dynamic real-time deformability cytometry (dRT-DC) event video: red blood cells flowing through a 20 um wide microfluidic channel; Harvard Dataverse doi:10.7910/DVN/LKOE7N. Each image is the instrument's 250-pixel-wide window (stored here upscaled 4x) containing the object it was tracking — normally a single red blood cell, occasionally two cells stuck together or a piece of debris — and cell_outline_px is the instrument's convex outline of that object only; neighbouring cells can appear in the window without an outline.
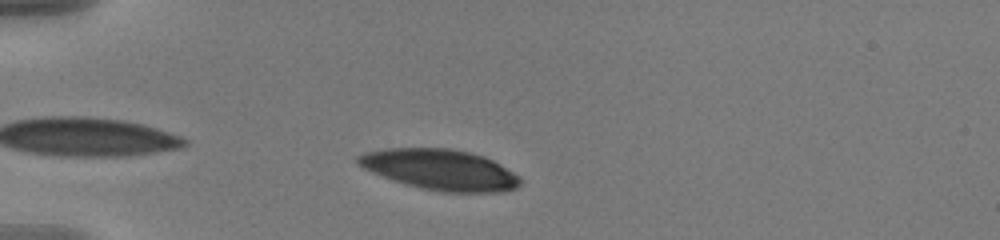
{"species": "human", "species_latin": "Homo sapiens", "temperature_condition": "warm", "stored_images_in_passage": 38, "camera_frame_rate_fps": 3000, "um_per_image_px": 0.085, "donor": {"sex": "male"}, "frame": {"image": 1, "passage_image": 3, "time_ms": 0.667, "image_size_px": [1000, 240], "cell_outline_px": [[520, 184], [516, 188], [496, 192], [444, 192], [420, 188], [404, 184], [372, 172], [364, 168], [356, 160], [356, 156], [364, 152], [388, 148], [448, 148], [468, 152], [484, 156], [492, 160], [520, 176]], "centroid_in_image_um": [37.4, 14.42], "position_along_channel_um": 47.6, "area_um2": 38.21}}
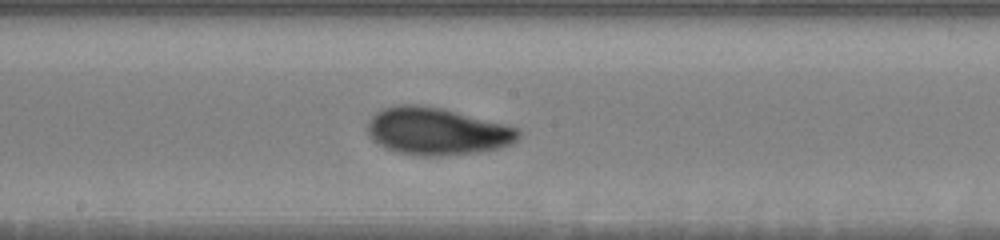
{"frame": {"image": 2, "passage_image": 19, "time_ms": 6.0, "image_size_px": [1000, 240], "cell_outline_px": [[520, 136], [516, 140], [508, 144], [496, 148], [472, 152], [428, 156], [396, 152], [384, 148], [372, 140], [368, 132], [368, 120], [380, 108], [396, 104], [416, 104], [444, 108], [516, 128], [520, 132]], "centroid_in_image_um": [37.04, 11.13], "position_along_channel_um": 211.2, "area_um2": 41.1}}
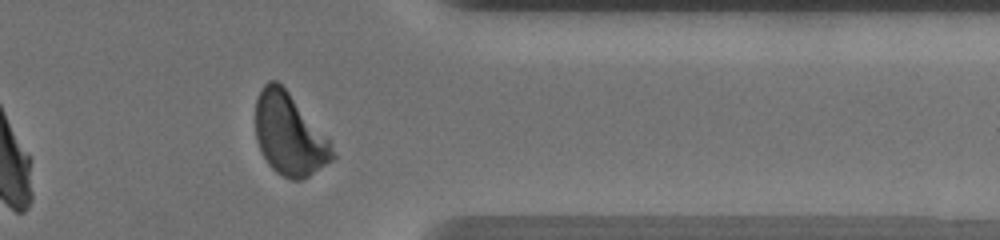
{"frame": {"image": 3, "passage_image": 34, "time_ms": 11.0, "image_size_px": [1000, 240], "cell_outline_px": [[336, 156], [332, 160], [308, 176], [300, 180], [292, 180], [276, 172], [268, 164], [256, 140], [256, 100], [260, 88], [268, 80], [276, 80], [288, 92], [328, 140]], "centroid_in_image_um": [24.55, 11.43], "position_along_channel_um": 386.8, "area_um2": 35.89}, "authors_computed_cell_mechanics": {"area_um2": 40.0265, "velocity_mm_per_s": 3.6249, "shape_relaxation_time_tau1_ms": 3.445, "shape_relaxation_time_tau2_ms": 1.2678, "deformation_change_tau1": 0.1715, "deformation_change_tau2": 0.0565}}